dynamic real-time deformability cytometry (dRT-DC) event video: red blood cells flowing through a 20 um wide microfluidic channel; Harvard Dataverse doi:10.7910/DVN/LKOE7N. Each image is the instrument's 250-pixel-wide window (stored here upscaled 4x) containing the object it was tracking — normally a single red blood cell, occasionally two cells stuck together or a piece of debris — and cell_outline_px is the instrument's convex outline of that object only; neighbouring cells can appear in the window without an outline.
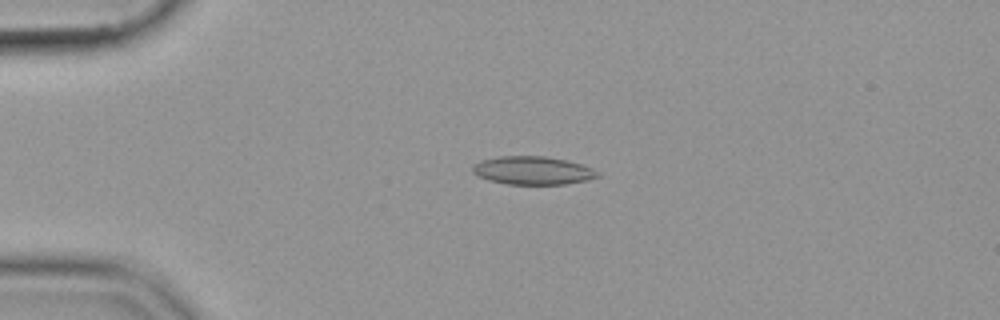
{"species": "common noctule bat (a hibernating species)", "species_latin": "Nyctalus noctula", "temperature_condition": "cold", "stored_images_in_passage": 37, "camera_frame_rate_fps": 3000, "um_per_image_px": 0.085, "animal": {"sex": "female", "body_mass_g": 19.9}, "frame": {"image": 1, "passage_image": 2, "time_ms": 0.333, "image_size_px": [1000, 320], "cell_outline_px": [[600, 176], [588, 180], [564, 184], [508, 184], [488, 180], [472, 172], [472, 164], [480, 160], [500, 156], [544, 156], [564, 160], [580, 164], [592, 168], [600, 172]], "centroid_in_image_um": [45.27, 14.49], "position_along_channel_um": 39.7, "area_um2": 20.52}}
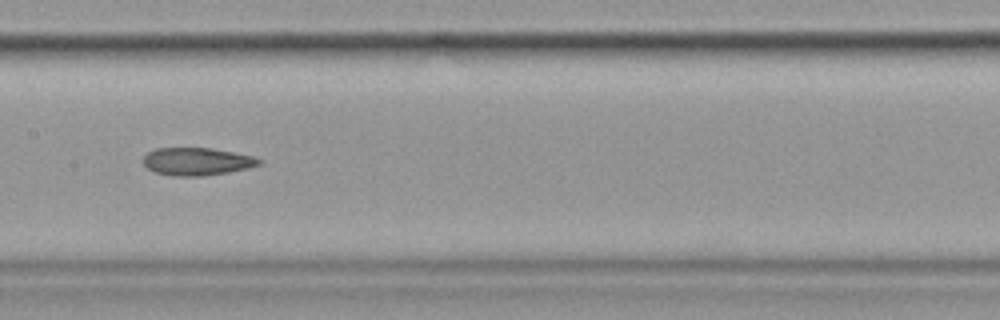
{"frame": {"image": 2, "passage_image": 17, "time_ms": 5.333, "image_size_px": [1000, 320], "cell_outline_px": [[264, 160], [260, 164], [248, 168], [228, 172], [204, 176], [176, 176], [156, 172], [148, 168], [144, 164], [144, 156], [148, 152], [156, 148], [212, 148], [252, 156]], "centroid_in_image_um": [16.76, 13.72], "position_along_channel_um": 190.6, "area_um2": 18.55}}
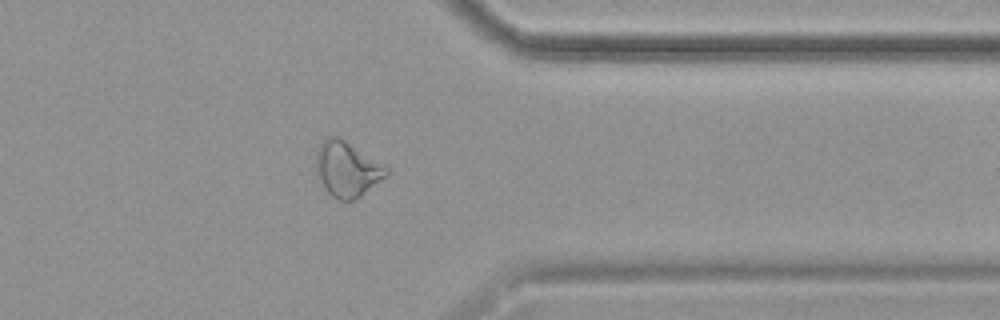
{"frame": {"image": 3, "passage_image": 33, "time_ms": 10.667, "image_size_px": [1000, 320], "cell_outline_px": [[388, 176], [356, 200], [340, 200], [332, 196], [324, 188], [316, 172], [316, 152], [320, 144], [328, 136], [336, 136], [344, 140], [388, 168]], "centroid_in_image_um": [29.49, 14.4], "position_along_channel_um": 381.9, "area_um2": 22.37}}